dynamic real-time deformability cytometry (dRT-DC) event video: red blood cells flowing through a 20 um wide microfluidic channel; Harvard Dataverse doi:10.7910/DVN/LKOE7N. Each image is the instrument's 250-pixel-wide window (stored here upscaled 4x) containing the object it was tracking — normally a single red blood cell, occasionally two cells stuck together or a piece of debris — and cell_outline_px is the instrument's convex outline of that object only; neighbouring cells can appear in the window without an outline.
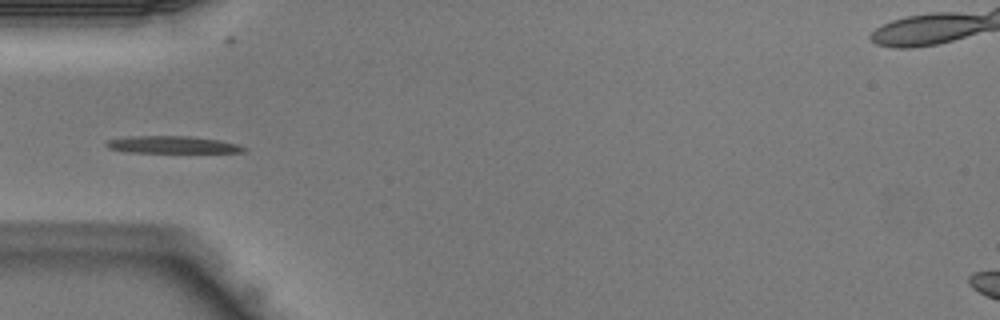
{"species": "Egyptian fruit bat (a non-hibernating species)", "species_latin": "Rousettus aegyptiacus", "temperature_condition": "warm", "stored_images_in_passage": 42, "camera_frame_rate_fps": 3000, "um_per_image_px": 0.085, "animal": {"sex": "male"}, "frame": {"image": 1, "passage_image": 13, "time_ms": 4.0, "image_size_px": [1000, 320], "cell_outline_px": [[248, 148], [244, 152], [124, 152], [108, 148], [104, 144], [108, 140], [128, 136], [188, 136], [216, 140], [236, 144]], "centroid_in_image_um": [14.57, 12.3], "position_along_channel_um": 70.4, "area_um2": 13.58}}
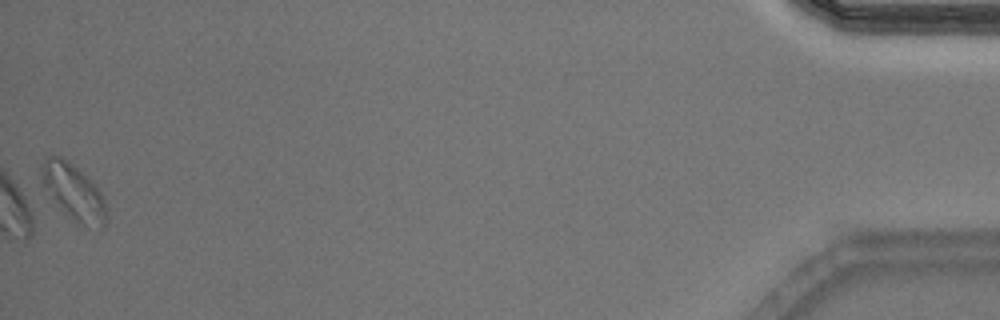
{"frame": {"image": 2, "passage_image": 42, "time_ms": 13.667, "image_size_px": [1000, 320], "cell_outline_px": [[108, 212], [104, 224], [76, 224], [60, 208], [44, 184], [40, 168], [40, 164], [44, 156], [60, 156], [68, 160], [100, 192], [104, 200]], "centroid_in_image_um": [6.21, 16.28], "position_along_channel_um": 429.0, "area_um2": 20.23}}